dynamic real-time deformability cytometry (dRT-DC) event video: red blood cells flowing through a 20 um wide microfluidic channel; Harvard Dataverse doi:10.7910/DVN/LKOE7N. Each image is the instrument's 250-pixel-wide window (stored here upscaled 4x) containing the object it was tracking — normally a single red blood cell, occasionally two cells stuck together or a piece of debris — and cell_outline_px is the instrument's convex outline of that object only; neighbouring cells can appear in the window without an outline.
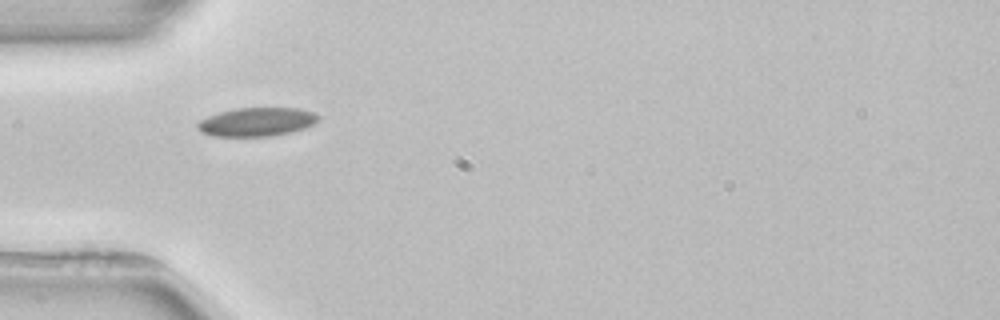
{"species": "common noctule bat (a hibernating species)", "species_latin": "Nyctalus noctula", "temperature_condition": "room temperature", "stored_images_in_passage": 1, "camera_frame_rate_fps": 3000, "um_per_image_px": 0.085, "animal": {"sex": "female", "body_mass_g": 22.7, "forearm_length_mm": 54.2}, "frame": {"image": 1, "passage_image": 1, "time_ms": 0.0, "image_size_px": [1000, 320], "cell_outline_px": [[320, 116], [312, 124], [304, 128], [288, 132], [268, 136], [212, 136], [200, 132], [196, 128], [196, 124], [200, 120], [208, 116], [220, 112], [236, 108], [300, 108], [316, 112]], "centroid_in_image_um": [21.79, 10.35], "position_along_channel_um": 63.2, "area_um2": 20.11}}